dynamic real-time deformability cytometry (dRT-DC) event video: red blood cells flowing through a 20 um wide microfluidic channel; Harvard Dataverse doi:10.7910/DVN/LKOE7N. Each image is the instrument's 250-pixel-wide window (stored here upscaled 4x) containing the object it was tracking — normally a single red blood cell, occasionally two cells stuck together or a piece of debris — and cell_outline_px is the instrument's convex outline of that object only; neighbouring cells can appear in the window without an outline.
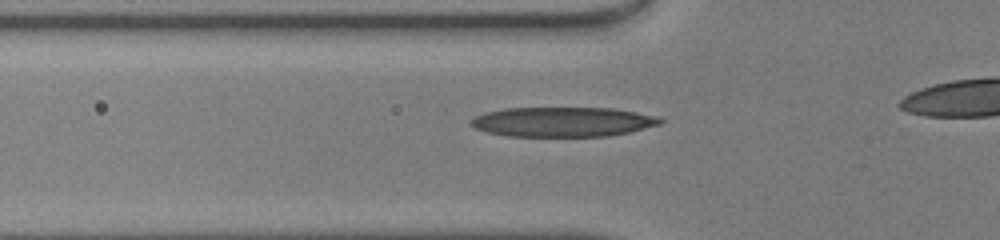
{"species": "human", "species_latin": "Homo sapiens", "temperature_condition": "warm", "stored_images_in_passage": 29, "camera_frame_rate_fps": 3000, "um_per_image_px": 0.085, "donor": {"sex": "male"}, "frame": {"image": 1, "passage_image": 6, "time_ms": 1.667, "image_size_px": [1000, 240], "cell_outline_px": [[664, 120], [660, 124], [628, 132], [608, 136], [508, 136], [488, 132], [476, 128], [468, 124], [468, 120], [476, 116], [488, 112], [504, 108], [612, 108], [660, 116]], "centroid_in_image_um": [47.84, 10.35], "position_along_channel_um": 78.0, "area_um2": 32.71}}
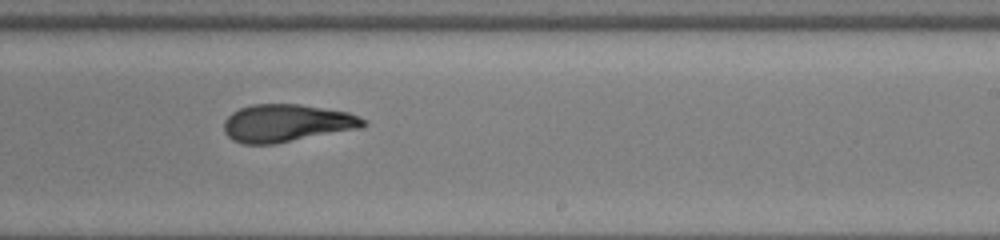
{"frame": {"image": 2, "passage_image": 19, "time_ms": 6.0, "image_size_px": [1000, 240], "cell_outline_px": [[368, 124], [364, 128], [276, 144], [244, 144], [232, 140], [224, 132], [224, 120], [232, 112], [240, 108], [252, 104], [300, 104], [348, 112], [368, 120]], "centroid_in_image_um": [24.41, 10.47], "position_along_channel_um": 264.6, "area_um2": 31.04}}
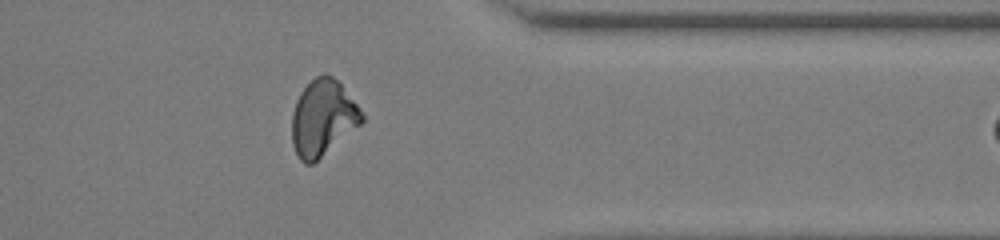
{"frame": {"image": 3, "passage_image": 28, "time_ms": 9.0, "image_size_px": [1000, 240], "cell_outline_px": [[364, 120], [360, 124], [312, 164], [304, 164], [300, 160], [292, 144], [292, 112], [296, 100], [300, 92], [316, 76], [324, 72], [332, 76], [340, 84], [364, 112]], "centroid_in_image_um": [27.42, 10.01], "position_along_channel_um": 384.0, "area_um2": 30.69}}